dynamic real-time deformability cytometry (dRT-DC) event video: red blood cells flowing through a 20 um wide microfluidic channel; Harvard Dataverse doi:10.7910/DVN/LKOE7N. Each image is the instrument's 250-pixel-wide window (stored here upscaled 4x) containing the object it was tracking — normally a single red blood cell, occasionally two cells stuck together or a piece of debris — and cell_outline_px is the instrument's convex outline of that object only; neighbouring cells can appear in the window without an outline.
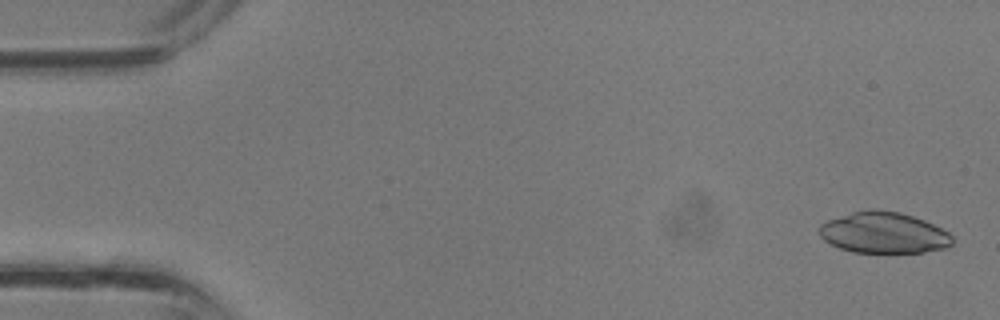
{"species": "common noctule bat (a hibernating species)", "species_latin": "Nyctalus noctula", "temperature_condition": "room temperature", "stored_images_in_passage": 17, "camera_frame_rate_fps": 3000, "um_per_image_px": 0.085, "animal": {"sex": "male", "body_mass_g": 13.3}, "frame": {"image": 1, "passage_image": 1, "time_ms": 0.0, "image_size_px": [1000, 320], "cell_outline_px": [[952, 244], [944, 248], [924, 252], [852, 252], [840, 248], [824, 240], [820, 236], [820, 224], [828, 220], [852, 212], [872, 208], [876, 208], [900, 212], [924, 220], [948, 232], [952, 236]], "centroid_in_image_um": [75.1, 19.77], "position_along_channel_um": 9.9, "area_um2": 31.73}}